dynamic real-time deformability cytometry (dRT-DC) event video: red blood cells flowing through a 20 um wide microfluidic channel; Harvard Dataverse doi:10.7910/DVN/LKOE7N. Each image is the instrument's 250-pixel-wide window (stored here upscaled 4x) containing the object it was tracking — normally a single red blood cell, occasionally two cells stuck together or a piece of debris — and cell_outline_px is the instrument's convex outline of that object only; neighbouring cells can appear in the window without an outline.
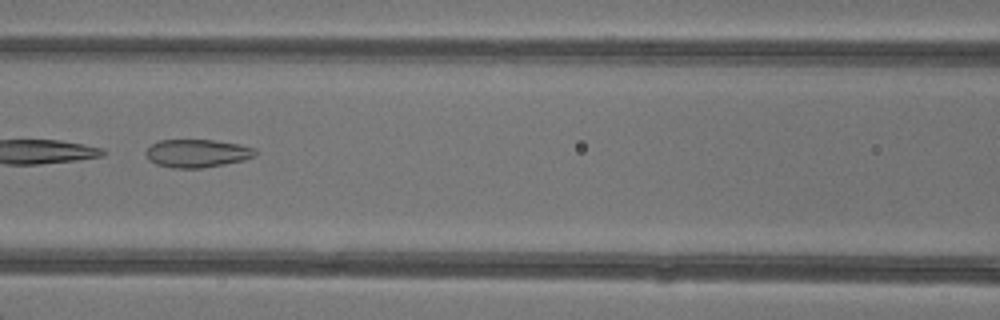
{"species": "common noctule bat (a hibernating species)", "species_latin": "Nyctalus noctula", "temperature_condition": "warm", "stored_images_in_passage": 3, "camera_frame_rate_fps": 3000, "um_per_image_px": 0.085, "animal": {"sex": "female"}, "frame": {"image": 1, "passage_image": 3, "time_ms": 2.333, "image_size_px": [1000, 320], "cell_outline_px": [[256, 152], [252, 156], [244, 160], [224, 164], [200, 168], [172, 168], [156, 164], [148, 160], [144, 152], [152, 144], [160, 140], [212, 140], [240, 144], [256, 148]], "centroid_in_image_um": [16.72, 13.03], "position_along_channel_um": 149.9, "area_um2": 17.86}}